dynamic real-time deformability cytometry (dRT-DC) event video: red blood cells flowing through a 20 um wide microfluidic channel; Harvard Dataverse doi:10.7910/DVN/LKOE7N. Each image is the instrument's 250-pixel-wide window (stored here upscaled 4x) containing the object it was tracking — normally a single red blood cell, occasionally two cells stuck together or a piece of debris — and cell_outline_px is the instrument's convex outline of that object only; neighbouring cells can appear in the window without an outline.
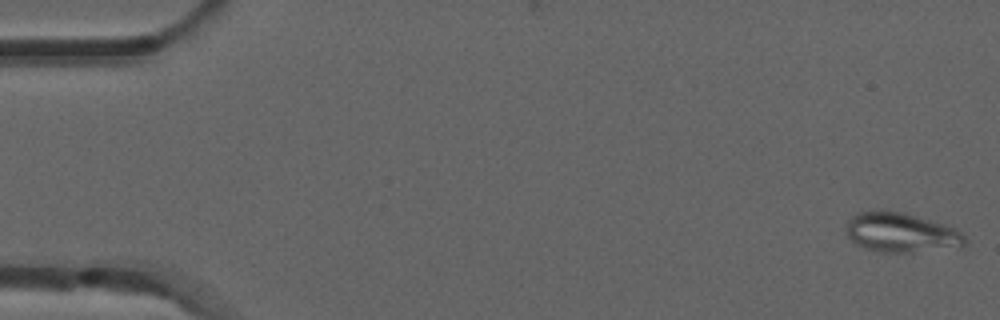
{"species": "common noctule bat (a hibernating species)", "species_latin": "Nyctalus noctula", "temperature_condition": "room temperature", "stored_images_in_passage": 5, "camera_frame_rate_fps": 3000, "um_per_image_px": 0.085, "animal": {"sex": "male", "forearm_length_mm": 52.5}, "frame": {"image": 1, "passage_image": 1, "time_ms": 0.0, "image_size_px": [1000, 320], "cell_outline_px": [[968, 244], [960, 248], [912, 252], [880, 252], [864, 248], [856, 244], [848, 236], [848, 220], [852, 216], [860, 212], [884, 208], [904, 212], [944, 224], [956, 228], [968, 240]], "centroid_in_image_um": [76.65, 19.76], "position_along_channel_um": 8.4, "area_um2": 27.86}}